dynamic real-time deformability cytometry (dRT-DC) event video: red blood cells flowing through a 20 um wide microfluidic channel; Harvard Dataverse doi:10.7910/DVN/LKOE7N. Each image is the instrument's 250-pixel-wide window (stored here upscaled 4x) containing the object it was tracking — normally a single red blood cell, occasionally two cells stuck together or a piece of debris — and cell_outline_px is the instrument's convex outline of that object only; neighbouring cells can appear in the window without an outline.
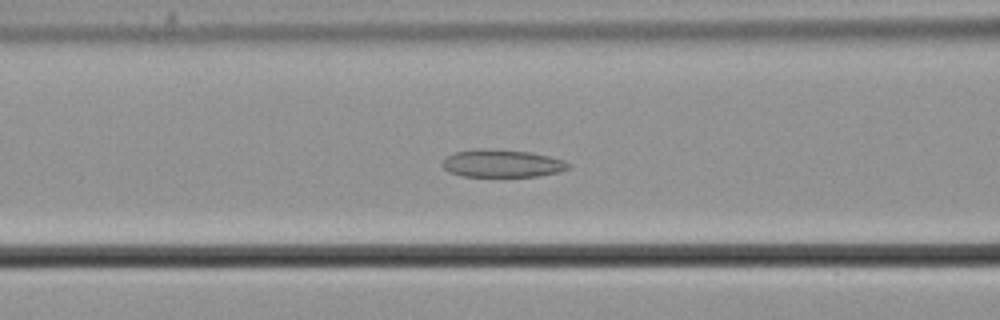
{"species": "common noctule bat (a hibernating species)", "species_latin": "Nyctalus noctula", "temperature_condition": "cold", "stored_images_in_passage": 56, "camera_frame_rate_fps": 3000, "um_per_image_px": 0.085, "animal": {"sex": "male", "body_mass_g": 21.5, "forearm_length_mm": 52.0}, "frame": {"image": 1, "passage_image": 23, "time_ms": 7.333, "image_size_px": [1000, 320], "cell_outline_px": [[572, 164], [568, 168], [560, 172], [540, 176], [464, 176], [448, 172], [440, 164], [452, 152], [476, 148], [484, 148], [528, 152], [548, 156], [564, 160]], "centroid_in_image_um": [42.66, 13.89], "position_along_channel_um": 123.9, "area_um2": 20.4}}
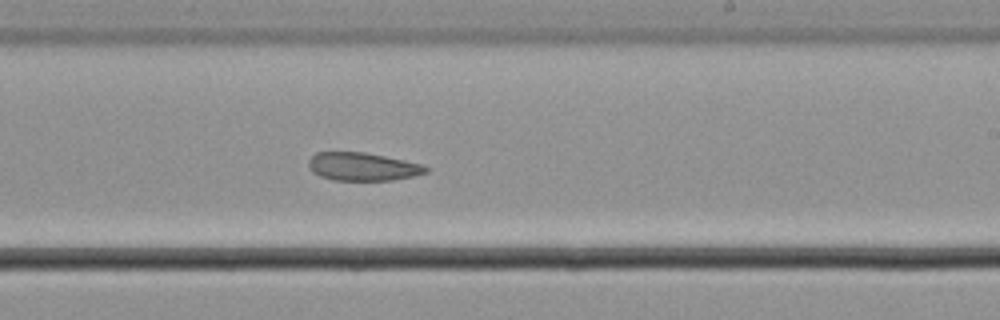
{"frame": {"image": 2, "passage_image": 34, "time_ms": 11.0, "image_size_px": [1000, 320], "cell_outline_px": [[428, 172], [412, 176], [392, 180], [332, 180], [320, 176], [312, 172], [308, 168], [308, 160], [316, 152], [364, 152], [424, 164], [428, 168]], "centroid_in_image_um": [30.8, 14.16], "position_along_channel_um": 258.2, "area_um2": 19.25}}
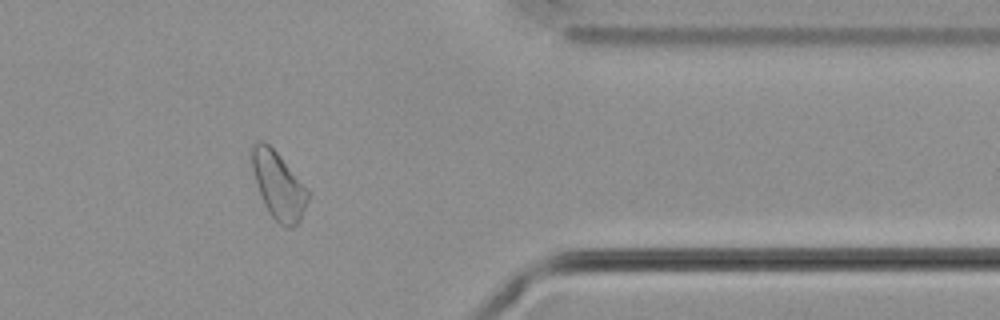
{"frame": {"image": 3, "passage_image": 46, "time_ms": 15.0, "image_size_px": [1000, 320], "cell_outline_px": [[312, 192], [300, 220], [292, 228], [288, 228], [280, 224], [268, 212], [264, 204], [252, 168], [252, 148], [256, 140], [264, 140], [276, 152]], "centroid_in_image_um": [23.71, 15.78], "position_along_channel_um": 387.7, "area_um2": 21.85}}